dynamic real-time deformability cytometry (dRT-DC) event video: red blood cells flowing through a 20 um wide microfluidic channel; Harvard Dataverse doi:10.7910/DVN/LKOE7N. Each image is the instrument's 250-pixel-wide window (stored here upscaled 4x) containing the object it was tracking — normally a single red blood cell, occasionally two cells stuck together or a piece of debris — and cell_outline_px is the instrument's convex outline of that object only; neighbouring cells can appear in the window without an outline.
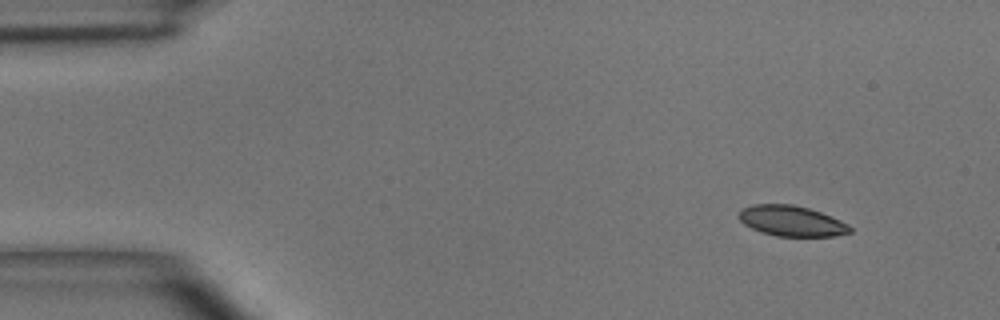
{"species": "common noctule bat (a hibernating species)", "species_latin": "Nyctalus noctula", "temperature_condition": "room temperature", "stored_images_in_passage": 3, "camera_frame_rate_fps": 3000, "um_per_image_px": 0.085, "animal": {"sex": "male", "body_mass_g": 15.6}, "frame": {"image": 1, "passage_image": 1, "time_ms": 0.0, "image_size_px": [1000, 320], "cell_outline_px": [[852, 232], [832, 236], [776, 236], [760, 232], [744, 224], [740, 220], [740, 208], [752, 204], [792, 204], [808, 208], [820, 212], [840, 220], [848, 224], [852, 228]], "centroid_in_image_um": [67.27, 18.78], "position_along_channel_um": 17.7, "area_um2": 19.71}}